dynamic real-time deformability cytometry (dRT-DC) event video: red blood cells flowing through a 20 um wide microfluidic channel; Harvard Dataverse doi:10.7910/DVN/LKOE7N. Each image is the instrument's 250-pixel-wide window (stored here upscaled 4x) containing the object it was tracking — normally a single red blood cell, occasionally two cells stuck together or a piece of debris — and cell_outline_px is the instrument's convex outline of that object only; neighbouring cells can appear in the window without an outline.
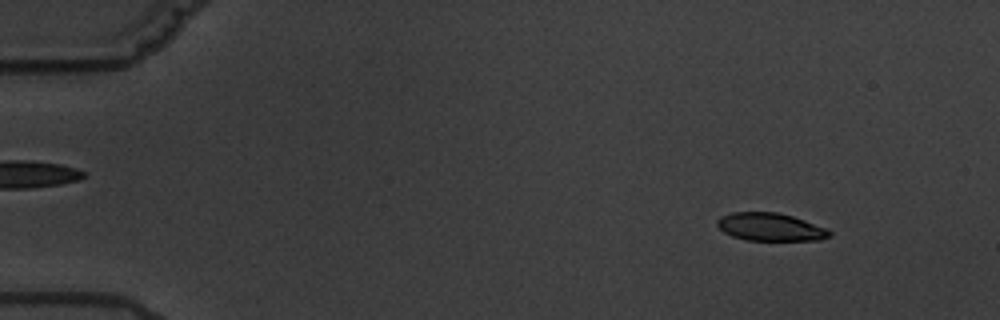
{"species": "common noctule bat (a hibernating species)", "species_latin": "Nyctalus noctula", "temperature_condition": "warm", "stored_images_in_passage": 7, "camera_frame_rate_fps": 3000, "um_per_image_px": 0.085, "animal": {"sex": "male", "body_mass_g": 19.5, "forearm_length_mm": 54.6}, "frame": {"image": 1, "passage_image": 2, "time_ms": 1.333, "image_size_px": [1000, 320], "cell_outline_px": [[832, 236], [820, 240], [748, 240], [732, 236], [724, 232], [716, 224], [716, 220], [720, 216], [732, 212], [776, 212], [792, 216], [804, 220], [824, 228], [832, 232]], "centroid_in_image_um": [65.45, 19.29], "position_along_channel_um": 19.5, "area_um2": 18.15}}
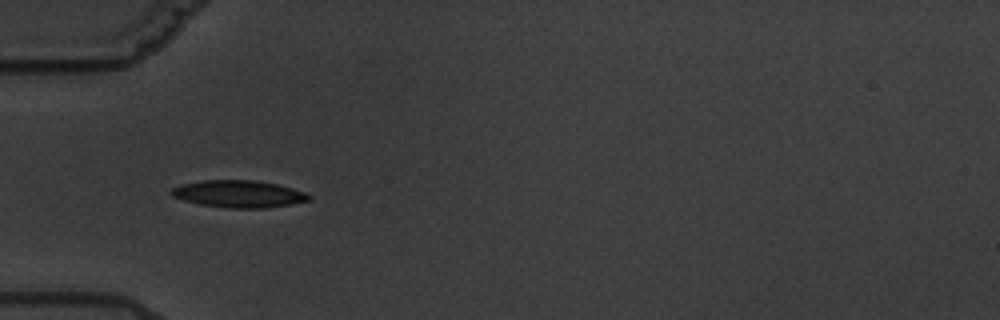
{"frame": {"image": 2, "passage_image": 5, "time_ms": 5.667, "image_size_px": [1000, 320], "cell_outline_px": [[312, 196], [308, 200], [292, 204], [264, 208], [228, 208], [200, 204], [184, 200], [172, 196], [168, 192], [172, 188], [180, 184], [204, 180], [252, 180], [276, 184], [304, 192]], "centroid_in_image_um": [20.24, 16.48], "position_along_channel_um": 64.8, "area_um2": 21.62}}